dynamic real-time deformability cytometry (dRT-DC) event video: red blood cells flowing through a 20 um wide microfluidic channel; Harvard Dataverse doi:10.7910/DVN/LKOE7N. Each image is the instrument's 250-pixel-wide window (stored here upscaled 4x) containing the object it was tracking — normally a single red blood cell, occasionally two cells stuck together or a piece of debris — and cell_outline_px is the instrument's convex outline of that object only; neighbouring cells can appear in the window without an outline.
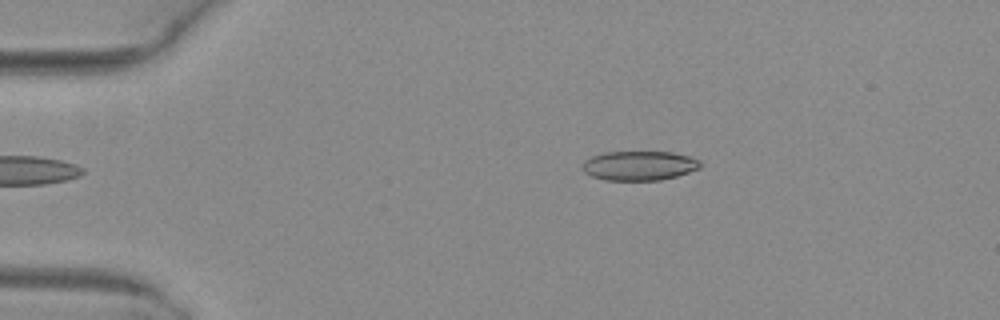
{"species": "common noctule bat (a hibernating species)", "species_latin": "Nyctalus noctula", "temperature_condition": "warm", "stored_images_in_passage": 6, "camera_frame_rate_fps": 3000, "um_per_image_px": 0.085, "animal": {"sex": "female", "body_mass_g": 29.2, "forearm_length_mm": 56.3}, "frame": {"image": 1, "passage_image": 6, "time_ms": 1.667, "image_size_px": [1000, 320], "cell_outline_px": [[700, 168], [676, 176], [660, 180], [604, 180], [592, 176], [584, 172], [584, 160], [592, 156], [604, 152], [672, 152], [688, 156], [700, 160]], "centroid_in_image_um": [54.33, 14.08], "position_along_channel_um": 30.7, "area_um2": 20.06}}